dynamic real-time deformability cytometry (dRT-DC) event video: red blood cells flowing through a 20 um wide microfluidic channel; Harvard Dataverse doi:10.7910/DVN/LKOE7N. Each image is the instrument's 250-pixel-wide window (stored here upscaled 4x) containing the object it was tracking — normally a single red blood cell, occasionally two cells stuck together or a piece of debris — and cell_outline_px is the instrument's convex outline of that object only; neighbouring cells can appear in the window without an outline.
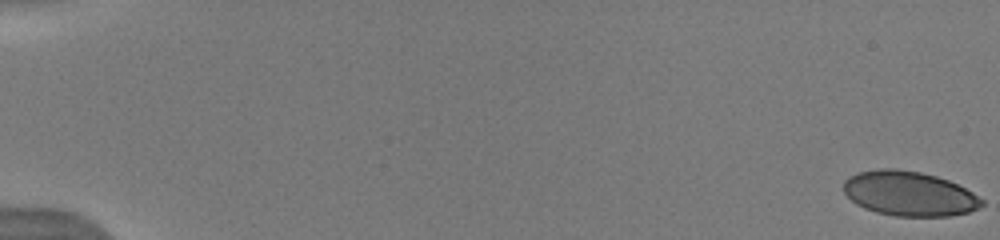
{"species": "human", "species_latin": "Homo sapiens", "temperature_condition": "warm", "stored_images_in_passage": 15, "camera_frame_rate_fps": 3000, "um_per_image_px": 0.085, "donor": {"sex": "male"}, "frame": {"image": 1, "passage_image": 1, "time_ms": 0.0, "image_size_px": [1000, 240], "cell_outline_px": [[984, 204], [968, 212], [948, 216], [896, 216], [876, 212], [864, 208], [856, 204], [844, 192], [844, 180], [848, 176], [860, 172], [880, 168], [896, 168], [920, 172], [936, 176], [948, 180], [972, 192], [984, 200]], "centroid_in_image_um": [77.26, 16.45], "position_along_channel_um": 7.7, "area_um2": 35.84}}
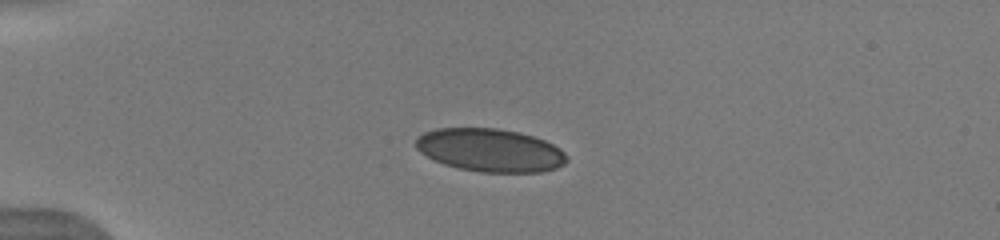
{"frame": {"image": 2, "passage_image": 10, "time_ms": 4.667, "image_size_px": [1000, 240], "cell_outline_px": [[568, 160], [564, 164], [556, 168], [540, 172], [480, 172], [460, 168], [444, 164], [420, 152], [416, 148], [416, 136], [424, 132], [436, 128], [496, 128], [520, 132], [544, 140], [560, 148], [568, 156]], "centroid_in_image_um": [41.67, 12.76], "position_along_channel_um": 43.3, "area_um2": 37.92}}